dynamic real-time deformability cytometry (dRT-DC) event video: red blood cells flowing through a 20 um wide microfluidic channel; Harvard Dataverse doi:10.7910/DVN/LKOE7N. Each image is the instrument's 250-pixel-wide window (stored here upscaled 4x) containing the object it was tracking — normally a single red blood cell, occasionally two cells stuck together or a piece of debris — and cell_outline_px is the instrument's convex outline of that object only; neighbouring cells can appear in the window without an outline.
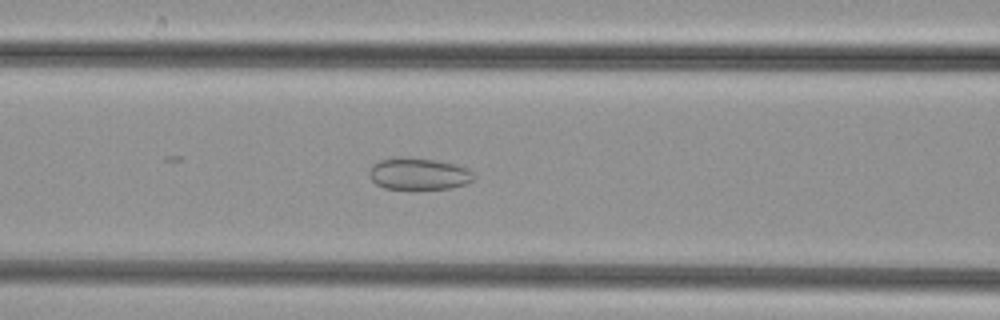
{"species": "common noctule bat (a hibernating species)", "species_latin": "Nyctalus noctula", "temperature_condition": "cold", "stored_images_in_passage": 27, "camera_frame_rate_fps": 3000, "um_per_image_px": 0.085, "animal": {"sex": "female", "body_mass_g": 29.2, "forearm_length_mm": 56.3}, "frame": {"image": 1, "passage_image": 6, "time_ms": 1.667, "image_size_px": [1000, 320], "cell_outline_px": [[472, 180], [468, 184], [452, 188], [384, 188], [376, 184], [368, 176], [368, 172], [372, 164], [380, 160], [432, 160], [456, 164], [468, 168], [472, 172]], "centroid_in_image_um": [35.6, 14.82], "position_along_channel_um": 131.0, "area_um2": 18.55}}
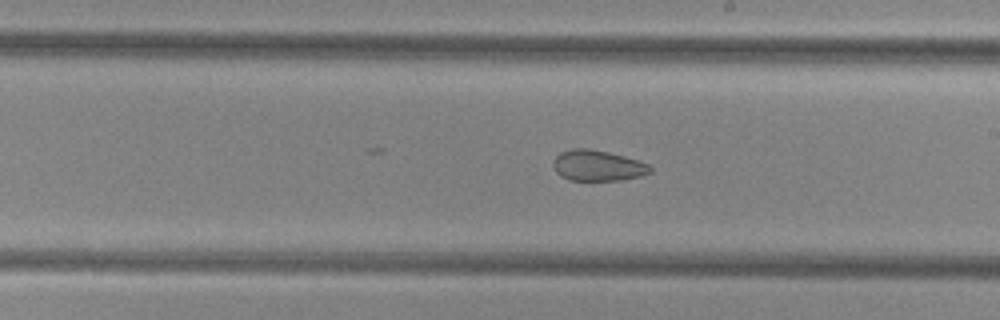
{"frame": {"image": 2, "passage_image": 14, "time_ms": 4.333, "image_size_px": [1000, 320], "cell_outline_px": [[652, 172], [640, 176], [624, 180], [568, 180], [560, 176], [552, 168], [552, 160], [560, 152], [572, 148], [588, 148], [608, 152], [624, 156], [648, 164], [652, 168]], "centroid_in_image_um": [50.76, 14.07], "position_along_channel_um": 238.2, "area_um2": 17.57}}
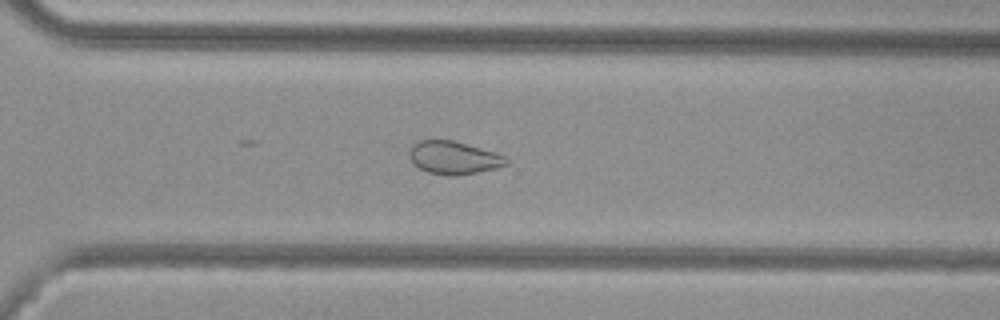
{"frame": {"image": 3, "passage_image": 21, "time_ms": 6.667, "image_size_px": [1000, 320], "cell_outline_px": [[508, 164], [496, 168], [456, 176], [448, 176], [428, 172], [420, 168], [408, 156], [408, 152], [412, 144], [420, 140], [452, 140], [496, 152], [508, 156]], "centroid_in_image_um": [38.58, 13.4], "position_along_channel_um": 332.0, "area_um2": 18.67}}